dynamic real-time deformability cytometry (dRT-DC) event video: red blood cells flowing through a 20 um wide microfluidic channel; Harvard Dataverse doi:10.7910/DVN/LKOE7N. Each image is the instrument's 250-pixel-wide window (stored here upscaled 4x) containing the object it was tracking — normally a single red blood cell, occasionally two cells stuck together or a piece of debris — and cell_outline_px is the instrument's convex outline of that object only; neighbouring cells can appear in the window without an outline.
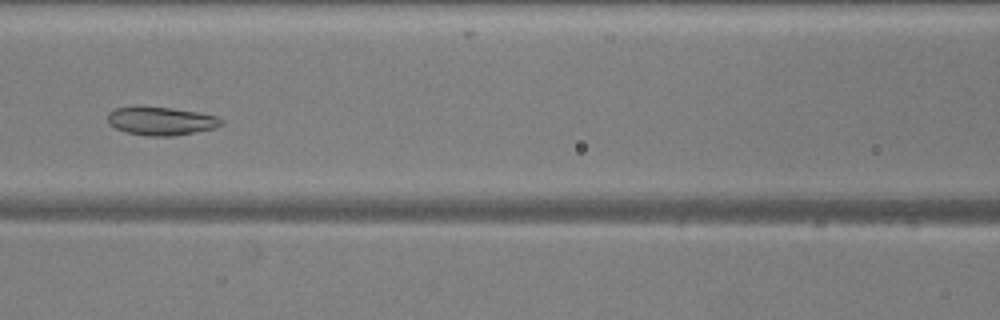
{"species": "common noctule bat (a hibernating species)", "species_latin": "Nyctalus noctula", "temperature_condition": "warm", "stored_images_in_passage": 53, "camera_frame_rate_fps": 3000, "um_per_image_px": 0.085, "animal": {"sex": "male", "body_mass_g": 20.5, "forearm_length_mm": 52.5}, "frame": {"image": 1, "passage_image": 24, "time_ms": 7.667, "image_size_px": [1000, 320], "cell_outline_px": [[224, 124], [216, 128], [172, 136], [144, 136], [128, 132], [116, 128], [108, 124], [108, 112], [116, 108], [136, 104], [172, 108], [200, 112], [216, 116], [224, 120]], "centroid_in_image_um": [13.67, 10.25], "position_along_channel_um": 152.9, "area_um2": 19.31}}
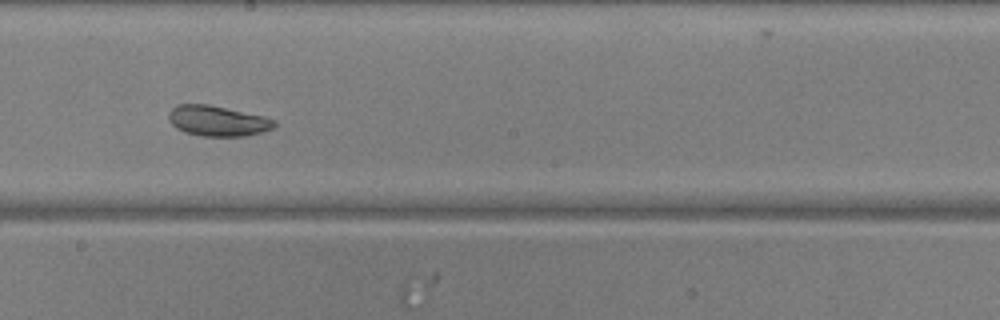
{"frame": {"image": 2, "passage_image": 30, "time_ms": 9.667, "image_size_px": [1000, 320], "cell_outline_px": [[276, 124], [272, 128], [248, 136], [200, 136], [184, 132], [176, 128], [168, 120], [168, 112], [176, 104], [208, 104], [264, 116], [276, 120]], "centroid_in_image_um": [18.46, 10.27], "position_along_channel_um": 229.7, "area_um2": 18.84}}
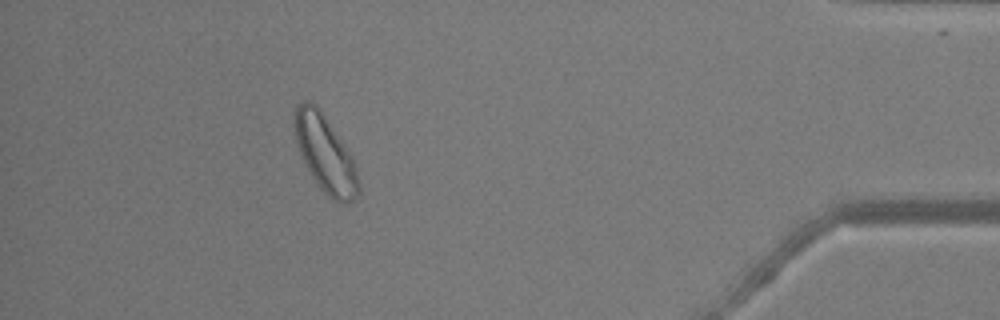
{"frame": {"image": 3, "passage_image": 48, "time_ms": 15.667, "image_size_px": [1000, 320], "cell_outline_px": [[360, 192], [352, 200], [344, 204], [340, 204], [332, 200], [324, 192], [312, 176], [300, 152], [296, 140], [292, 124], [296, 104], [300, 100], [308, 100], [316, 104], [348, 152], [356, 168], [360, 184]], "centroid_in_image_um": [27.62, 13.07], "position_along_channel_um": 407.6, "area_um2": 28.26}, "authors_computed_cell_mechanics": {"area_um2": 24.9118, "velocity_mm_per_s": 3.845, "shape_relaxation_time_tau1_ms": 3.0415, "shape_relaxation_time_tau2_ms": 1.107, "deformation_change_tau1": 0.1185, "deformation_change_tau2": 0.063}}